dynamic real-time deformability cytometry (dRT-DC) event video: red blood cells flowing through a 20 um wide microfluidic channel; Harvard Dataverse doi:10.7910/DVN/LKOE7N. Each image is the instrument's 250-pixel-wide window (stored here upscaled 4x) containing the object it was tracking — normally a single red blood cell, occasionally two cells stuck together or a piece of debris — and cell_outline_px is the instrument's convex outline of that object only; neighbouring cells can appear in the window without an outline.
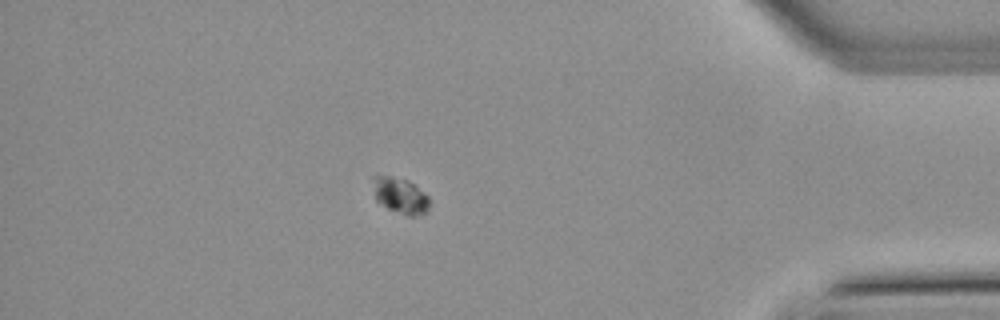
{"species": "common noctule bat (a hibernating species)", "species_latin": "Nyctalus noctula", "temperature_condition": "warm", "stored_images_in_passage": 52, "segment_of_instrument_passage": [2, 2], "camera_frame_rate_fps": 3000, "um_per_image_px": 0.085, "animal": {"sex": "male", "body_mass_g": 21.5, "forearm_length_mm": 52.0}, "frame": {"image": 1, "passage_image": 45, "time_ms": 14.667, "image_size_px": [1000, 320], "cell_outline_px": [[428, 212], [412, 216], [408, 216], [388, 208], [376, 200], [372, 176], [392, 176], [408, 180], [424, 192], [428, 196]], "centroid_in_image_um": [34.03, 16.61], "position_along_channel_um": 401.2, "area_um2": 11.62}}